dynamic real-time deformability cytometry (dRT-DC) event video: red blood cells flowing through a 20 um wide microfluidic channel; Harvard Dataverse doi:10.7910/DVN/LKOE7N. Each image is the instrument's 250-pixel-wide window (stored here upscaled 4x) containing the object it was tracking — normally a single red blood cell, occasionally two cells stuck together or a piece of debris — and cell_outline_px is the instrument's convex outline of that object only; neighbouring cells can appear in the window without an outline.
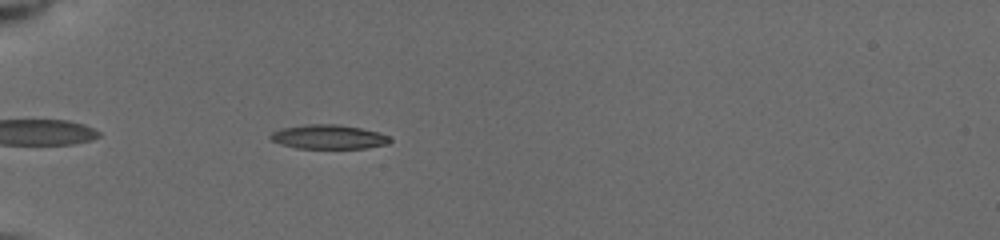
{"species": "common noctule bat (a hibernating species)", "species_latin": "Nyctalus noctula", "temperature_condition": "cold", "stored_images_in_passage": 49, "camera_frame_rate_fps": 3000, "um_per_image_px": 0.085, "animal": {"sex": "female", "body_mass_g": 19.5, "forearm_length_mm": 54.1}, "frame": {"image": 1, "passage_image": 5, "time_ms": 1.0, "image_size_px": [1000, 240], "cell_outline_px": [[392, 140], [388, 144], [364, 148], [296, 148], [280, 144], [272, 140], [268, 136], [272, 132], [280, 128], [308, 124], [336, 124], [360, 128], [376, 132], [388, 136]], "centroid_in_image_um": [27.88, 11.63], "position_along_channel_um": 57.1, "area_um2": 16.76}}
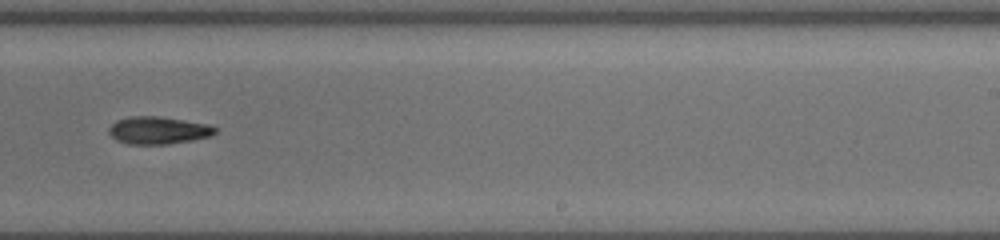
{"frame": {"image": 2, "passage_image": 27, "time_ms": 7.0, "image_size_px": [1000, 240], "cell_outline_px": [[220, 128], [212, 136], [192, 140], [168, 144], [128, 144], [116, 140], [108, 132], [108, 128], [116, 120], [132, 116], [160, 116], [212, 124]], "centroid_in_image_um": [13.51, 11.07], "position_along_channel_um": 275.5, "area_um2": 17.34}}
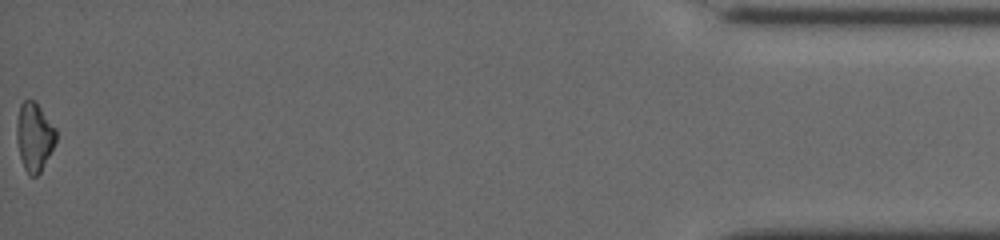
{"frame": {"image": 3, "passage_image": 49, "time_ms": 13.0, "image_size_px": [1000, 240], "cell_outline_px": [[56, 140], [40, 172], [36, 176], [28, 176], [24, 168], [20, 156], [16, 140], [16, 120], [20, 104], [24, 100], [36, 100], [56, 128]], "centroid_in_image_um": [2.89, 11.59], "position_along_channel_um": 432.3, "area_um2": 15.84}, "authors_computed_cell_mechanics": {"area_um2": 16.7042, "velocity_mm_per_s": 3.9467, "shape_relaxation_time_tau1_ms": 4.9328, "shape_relaxation_time_tau2_ms": null, "deformation_change_tau1": 0.1284, "deformation_change_tau2": null}}